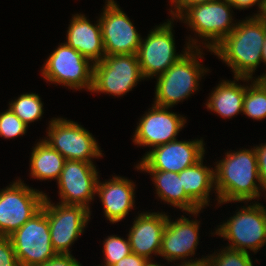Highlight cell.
Returning <instances> with one entry per match:
<instances>
[{"label":"cell","instance_id":"6da1fadb","mask_svg":"<svg viewBox=\"0 0 266 266\" xmlns=\"http://www.w3.org/2000/svg\"><path fill=\"white\" fill-rule=\"evenodd\" d=\"M214 167L217 204L231 202L248 203L259 200L263 189L258 172L256 149L227 151L224 159ZM258 182V183H257ZM262 191V192H261Z\"/></svg>","mask_w":266,"mask_h":266},{"label":"cell","instance_id":"7a4b0ae2","mask_svg":"<svg viewBox=\"0 0 266 266\" xmlns=\"http://www.w3.org/2000/svg\"><path fill=\"white\" fill-rule=\"evenodd\" d=\"M240 21L212 51L232 69L234 77L253 79V73L262 63L266 20L262 15L254 14Z\"/></svg>","mask_w":266,"mask_h":266},{"label":"cell","instance_id":"3957f363","mask_svg":"<svg viewBox=\"0 0 266 266\" xmlns=\"http://www.w3.org/2000/svg\"><path fill=\"white\" fill-rule=\"evenodd\" d=\"M200 50V48H190L163 74L155 77L157 78L155 105L172 108L200 88L199 80L209 71L200 64L199 58H203V51Z\"/></svg>","mask_w":266,"mask_h":266},{"label":"cell","instance_id":"277c9868","mask_svg":"<svg viewBox=\"0 0 266 266\" xmlns=\"http://www.w3.org/2000/svg\"><path fill=\"white\" fill-rule=\"evenodd\" d=\"M232 7L229 0H214L204 4L189 6L178 18L181 22L193 30L194 35L203 38L202 42L195 37H189L187 43L191 48H200L205 45L211 53L213 49L236 27L237 23H232ZM232 10V11H231Z\"/></svg>","mask_w":266,"mask_h":266},{"label":"cell","instance_id":"5b68a950","mask_svg":"<svg viewBox=\"0 0 266 266\" xmlns=\"http://www.w3.org/2000/svg\"><path fill=\"white\" fill-rule=\"evenodd\" d=\"M246 205L218 225L212 234L228 240L226 247L245 252L250 249L257 253L266 245V207L257 201Z\"/></svg>","mask_w":266,"mask_h":266},{"label":"cell","instance_id":"8992f818","mask_svg":"<svg viewBox=\"0 0 266 266\" xmlns=\"http://www.w3.org/2000/svg\"><path fill=\"white\" fill-rule=\"evenodd\" d=\"M94 64L65 42L49 55L41 69L44 80L51 84H61L69 89L89 92L93 84Z\"/></svg>","mask_w":266,"mask_h":266},{"label":"cell","instance_id":"52a82bcc","mask_svg":"<svg viewBox=\"0 0 266 266\" xmlns=\"http://www.w3.org/2000/svg\"><path fill=\"white\" fill-rule=\"evenodd\" d=\"M143 79L137 54L105 55L94 64L90 92L123 96Z\"/></svg>","mask_w":266,"mask_h":266},{"label":"cell","instance_id":"ba28073f","mask_svg":"<svg viewBox=\"0 0 266 266\" xmlns=\"http://www.w3.org/2000/svg\"><path fill=\"white\" fill-rule=\"evenodd\" d=\"M47 137L42 139L57 150L66 160L93 163L94 158L102 157L95 137L77 122L65 118H52L48 123Z\"/></svg>","mask_w":266,"mask_h":266},{"label":"cell","instance_id":"9c48e42d","mask_svg":"<svg viewBox=\"0 0 266 266\" xmlns=\"http://www.w3.org/2000/svg\"><path fill=\"white\" fill-rule=\"evenodd\" d=\"M46 193L21 179L0 191V236L9 237L41 209Z\"/></svg>","mask_w":266,"mask_h":266},{"label":"cell","instance_id":"30bf717a","mask_svg":"<svg viewBox=\"0 0 266 266\" xmlns=\"http://www.w3.org/2000/svg\"><path fill=\"white\" fill-rule=\"evenodd\" d=\"M173 22L174 18L171 17L167 22L150 30L146 38H141L137 57L144 79L163 74L191 48L186 43L184 51L176 54Z\"/></svg>","mask_w":266,"mask_h":266},{"label":"cell","instance_id":"8fae6325","mask_svg":"<svg viewBox=\"0 0 266 266\" xmlns=\"http://www.w3.org/2000/svg\"><path fill=\"white\" fill-rule=\"evenodd\" d=\"M9 237L19 266H38L57 254L52 248L49 221L43 209Z\"/></svg>","mask_w":266,"mask_h":266},{"label":"cell","instance_id":"7c38bea8","mask_svg":"<svg viewBox=\"0 0 266 266\" xmlns=\"http://www.w3.org/2000/svg\"><path fill=\"white\" fill-rule=\"evenodd\" d=\"M42 209L49 221L52 248L57 254H71L70 247L84 232L91 211L84 206L51 203L46 195Z\"/></svg>","mask_w":266,"mask_h":266},{"label":"cell","instance_id":"4fadbf2b","mask_svg":"<svg viewBox=\"0 0 266 266\" xmlns=\"http://www.w3.org/2000/svg\"><path fill=\"white\" fill-rule=\"evenodd\" d=\"M204 145L202 138L193 141L173 140L147 151L135 169L180 173L205 156Z\"/></svg>","mask_w":266,"mask_h":266},{"label":"cell","instance_id":"5bb4252c","mask_svg":"<svg viewBox=\"0 0 266 266\" xmlns=\"http://www.w3.org/2000/svg\"><path fill=\"white\" fill-rule=\"evenodd\" d=\"M114 0H106L99 17L106 55L137 54L141 35Z\"/></svg>","mask_w":266,"mask_h":266},{"label":"cell","instance_id":"9a60e30c","mask_svg":"<svg viewBox=\"0 0 266 266\" xmlns=\"http://www.w3.org/2000/svg\"><path fill=\"white\" fill-rule=\"evenodd\" d=\"M98 171L95 164L66 160L57 181L60 201L65 205L84 206L90 210V202L96 195Z\"/></svg>","mask_w":266,"mask_h":266},{"label":"cell","instance_id":"2e32d148","mask_svg":"<svg viewBox=\"0 0 266 266\" xmlns=\"http://www.w3.org/2000/svg\"><path fill=\"white\" fill-rule=\"evenodd\" d=\"M148 110L140 118L132 142L137 146H148L151 150V147L153 149L176 140L186 124V118L171 112L168 107L155 104Z\"/></svg>","mask_w":266,"mask_h":266},{"label":"cell","instance_id":"e0dca14e","mask_svg":"<svg viewBox=\"0 0 266 266\" xmlns=\"http://www.w3.org/2000/svg\"><path fill=\"white\" fill-rule=\"evenodd\" d=\"M200 221L189 220L182 215L175 221L167 218L160 249V257L169 262L176 260L187 261V257L195 256L199 244Z\"/></svg>","mask_w":266,"mask_h":266},{"label":"cell","instance_id":"ac0fdd59","mask_svg":"<svg viewBox=\"0 0 266 266\" xmlns=\"http://www.w3.org/2000/svg\"><path fill=\"white\" fill-rule=\"evenodd\" d=\"M168 215L164 212H143L135 217L128 234L131 252L151 260L159 255ZM151 255V256H150Z\"/></svg>","mask_w":266,"mask_h":266},{"label":"cell","instance_id":"d6986e66","mask_svg":"<svg viewBox=\"0 0 266 266\" xmlns=\"http://www.w3.org/2000/svg\"><path fill=\"white\" fill-rule=\"evenodd\" d=\"M135 184L121 176H113L109 181H97L96 195L101 199L104 215L112 224L125 219L135 204Z\"/></svg>","mask_w":266,"mask_h":266},{"label":"cell","instance_id":"ffe728a7","mask_svg":"<svg viewBox=\"0 0 266 266\" xmlns=\"http://www.w3.org/2000/svg\"><path fill=\"white\" fill-rule=\"evenodd\" d=\"M72 16L65 43L93 64L100 62L106 54L99 19L97 24H93L84 14Z\"/></svg>","mask_w":266,"mask_h":266},{"label":"cell","instance_id":"44dd1931","mask_svg":"<svg viewBox=\"0 0 266 266\" xmlns=\"http://www.w3.org/2000/svg\"><path fill=\"white\" fill-rule=\"evenodd\" d=\"M235 80H222L211 92L206 102V108L224 119H231L240 112L243 113V98L247 85L236 83L239 80L249 82L251 78L234 77Z\"/></svg>","mask_w":266,"mask_h":266},{"label":"cell","instance_id":"7402d4cb","mask_svg":"<svg viewBox=\"0 0 266 266\" xmlns=\"http://www.w3.org/2000/svg\"><path fill=\"white\" fill-rule=\"evenodd\" d=\"M152 176L155 191L161 201L197 217L201 209L185 194L179 174L161 170H140Z\"/></svg>","mask_w":266,"mask_h":266},{"label":"cell","instance_id":"603a6c76","mask_svg":"<svg viewBox=\"0 0 266 266\" xmlns=\"http://www.w3.org/2000/svg\"><path fill=\"white\" fill-rule=\"evenodd\" d=\"M204 157L179 174L185 194L201 209L209 206L212 190L215 191L214 169L203 165Z\"/></svg>","mask_w":266,"mask_h":266},{"label":"cell","instance_id":"cb8c5ba5","mask_svg":"<svg viewBox=\"0 0 266 266\" xmlns=\"http://www.w3.org/2000/svg\"><path fill=\"white\" fill-rule=\"evenodd\" d=\"M66 159L55 149L41 140L33 147L30 157V176L37 180L58 181Z\"/></svg>","mask_w":266,"mask_h":266},{"label":"cell","instance_id":"d4e9b609","mask_svg":"<svg viewBox=\"0 0 266 266\" xmlns=\"http://www.w3.org/2000/svg\"><path fill=\"white\" fill-rule=\"evenodd\" d=\"M243 114L253 120L266 118V86L256 77L246 88L243 98Z\"/></svg>","mask_w":266,"mask_h":266},{"label":"cell","instance_id":"484cf974","mask_svg":"<svg viewBox=\"0 0 266 266\" xmlns=\"http://www.w3.org/2000/svg\"><path fill=\"white\" fill-rule=\"evenodd\" d=\"M9 108L27 126L41 119L44 113L40 96L33 92L23 93L17 99L12 100L9 102Z\"/></svg>","mask_w":266,"mask_h":266},{"label":"cell","instance_id":"4316f807","mask_svg":"<svg viewBox=\"0 0 266 266\" xmlns=\"http://www.w3.org/2000/svg\"><path fill=\"white\" fill-rule=\"evenodd\" d=\"M219 252V253H218ZM207 257L209 266H254L249 252L226 247Z\"/></svg>","mask_w":266,"mask_h":266},{"label":"cell","instance_id":"83f0119b","mask_svg":"<svg viewBox=\"0 0 266 266\" xmlns=\"http://www.w3.org/2000/svg\"><path fill=\"white\" fill-rule=\"evenodd\" d=\"M103 241L104 266H112L131 253L129 239L110 235ZM100 266V265H98Z\"/></svg>","mask_w":266,"mask_h":266},{"label":"cell","instance_id":"f1b7e54d","mask_svg":"<svg viewBox=\"0 0 266 266\" xmlns=\"http://www.w3.org/2000/svg\"><path fill=\"white\" fill-rule=\"evenodd\" d=\"M27 126L8 107L6 111L0 112V137L12 139L27 133Z\"/></svg>","mask_w":266,"mask_h":266},{"label":"cell","instance_id":"f546056e","mask_svg":"<svg viewBox=\"0 0 266 266\" xmlns=\"http://www.w3.org/2000/svg\"><path fill=\"white\" fill-rule=\"evenodd\" d=\"M0 266H19L10 237L0 236Z\"/></svg>","mask_w":266,"mask_h":266},{"label":"cell","instance_id":"4dcf8cb0","mask_svg":"<svg viewBox=\"0 0 266 266\" xmlns=\"http://www.w3.org/2000/svg\"><path fill=\"white\" fill-rule=\"evenodd\" d=\"M255 149L258 162L259 179L264 193H266V143H261L259 146H256Z\"/></svg>","mask_w":266,"mask_h":266},{"label":"cell","instance_id":"1f68e13d","mask_svg":"<svg viewBox=\"0 0 266 266\" xmlns=\"http://www.w3.org/2000/svg\"><path fill=\"white\" fill-rule=\"evenodd\" d=\"M171 1V9L170 15L173 17L175 20L189 7V6H194L197 4H204L208 3L214 0H170ZM174 7V8H172ZM174 11H173V10Z\"/></svg>","mask_w":266,"mask_h":266},{"label":"cell","instance_id":"d6a6232c","mask_svg":"<svg viewBox=\"0 0 266 266\" xmlns=\"http://www.w3.org/2000/svg\"><path fill=\"white\" fill-rule=\"evenodd\" d=\"M38 266H82L72 254H56L43 264Z\"/></svg>","mask_w":266,"mask_h":266},{"label":"cell","instance_id":"836d02e7","mask_svg":"<svg viewBox=\"0 0 266 266\" xmlns=\"http://www.w3.org/2000/svg\"><path fill=\"white\" fill-rule=\"evenodd\" d=\"M150 260L135 253H130L112 266H148Z\"/></svg>","mask_w":266,"mask_h":266},{"label":"cell","instance_id":"e575fe53","mask_svg":"<svg viewBox=\"0 0 266 266\" xmlns=\"http://www.w3.org/2000/svg\"><path fill=\"white\" fill-rule=\"evenodd\" d=\"M229 2L235 7V9L239 10H245L256 5L259 8L256 15H262L265 6V0H229Z\"/></svg>","mask_w":266,"mask_h":266},{"label":"cell","instance_id":"d590c367","mask_svg":"<svg viewBox=\"0 0 266 266\" xmlns=\"http://www.w3.org/2000/svg\"><path fill=\"white\" fill-rule=\"evenodd\" d=\"M177 266H209L208 264V260H207V256L204 258L202 257L201 259L200 258H195L194 259H188L187 261L185 260L184 262L182 261L181 264H177Z\"/></svg>","mask_w":266,"mask_h":266},{"label":"cell","instance_id":"8d00e7d4","mask_svg":"<svg viewBox=\"0 0 266 266\" xmlns=\"http://www.w3.org/2000/svg\"><path fill=\"white\" fill-rule=\"evenodd\" d=\"M262 62L265 63L266 65V37L262 48ZM262 75H266V72L263 73Z\"/></svg>","mask_w":266,"mask_h":266},{"label":"cell","instance_id":"74e56055","mask_svg":"<svg viewBox=\"0 0 266 266\" xmlns=\"http://www.w3.org/2000/svg\"><path fill=\"white\" fill-rule=\"evenodd\" d=\"M258 79L266 86V75H260L258 76Z\"/></svg>","mask_w":266,"mask_h":266},{"label":"cell","instance_id":"f35d334b","mask_svg":"<svg viewBox=\"0 0 266 266\" xmlns=\"http://www.w3.org/2000/svg\"><path fill=\"white\" fill-rule=\"evenodd\" d=\"M148 266H163V265H161V264H157V263H155V262L153 263L152 260H150Z\"/></svg>","mask_w":266,"mask_h":266},{"label":"cell","instance_id":"ab89813d","mask_svg":"<svg viewBox=\"0 0 266 266\" xmlns=\"http://www.w3.org/2000/svg\"><path fill=\"white\" fill-rule=\"evenodd\" d=\"M262 16L264 17V19L266 20V0H265V6H264V10L262 12Z\"/></svg>","mask_w":266,"mask_h":266}]
</instances>
